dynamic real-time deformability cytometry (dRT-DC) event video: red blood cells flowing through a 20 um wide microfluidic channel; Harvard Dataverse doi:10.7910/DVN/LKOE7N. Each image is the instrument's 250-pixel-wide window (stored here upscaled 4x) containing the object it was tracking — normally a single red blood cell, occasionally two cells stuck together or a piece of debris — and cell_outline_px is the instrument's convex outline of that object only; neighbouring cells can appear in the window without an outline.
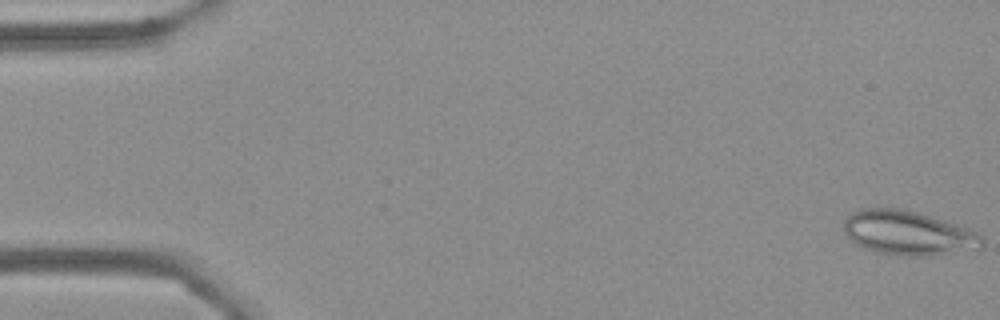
{"species": "Egyptian fruit bat (a non-hibernating species)", "species_latin": "Rousettus aegyptiacus", "temperature_condition": "cold", "stored_images_in_passage": 14, "camera_frame_rate_fps": 3000, "um_per_image_px": 0.085, "frame": {"image": 1, "passage_image": 1, "time_ms": 0.0, "image_size_px": [1000, 320], "cell_outline_px": [[984, 248], [924, 256], [908, 256], [880, 252], [868, 248], [852, 240], [844, 232], [844, 216], [860, 208], [900, 208], [916, 212], [944, 220], [968, 228], [980, 236], [984, 240]], "centroid_in_image_um": [77.2, 19.78], "position_along_channel_um": 7.8, "area_um2": 35.32}}